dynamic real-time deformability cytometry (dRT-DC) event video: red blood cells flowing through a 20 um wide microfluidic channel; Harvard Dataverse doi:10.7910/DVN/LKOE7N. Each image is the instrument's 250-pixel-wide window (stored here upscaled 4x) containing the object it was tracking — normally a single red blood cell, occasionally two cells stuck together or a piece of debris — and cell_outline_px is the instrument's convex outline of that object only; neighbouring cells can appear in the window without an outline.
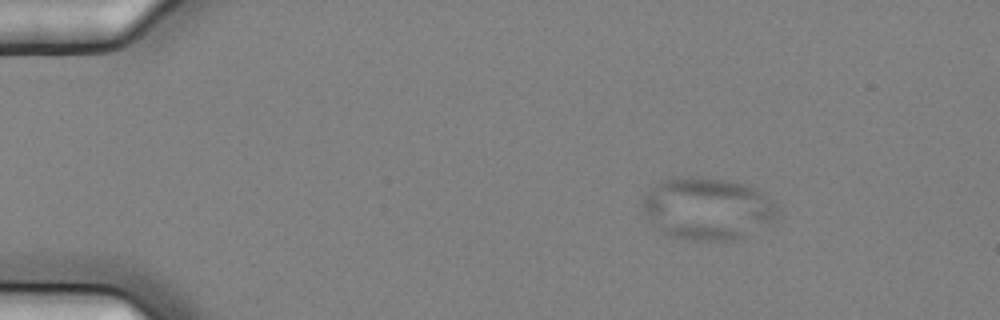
{"species": "common noctule bat (a hibernating species)", "species_latin": "Nyctalus noctula", "temperature_condition": "cold", "stored_images_in_passage": 9, "camera_frame_rate_fps": 3000, "um_per_image_px": 0.085, "animal": {"sex": "female", "body_mass_g": 25.1}, "frame": {"image": 1, "passage_image": 2, "time_ms": 0.333, "image_size_px": [1000, 320], "cell_outline_px": [[780, 208], [776, 216], [768, 224], [736, 240], [688, 240], [672, 236], [664, 232], [640, 212], [644, 196], [656, 184], [664, 180], [688, 176], [692, 176], [728, 180], [748, 184], [756, 188], [772, 200]], "centroid_in_image_um": [60.14, 17.72], "position_along_channel_um": 24.9, "area_um2": 48.84}}
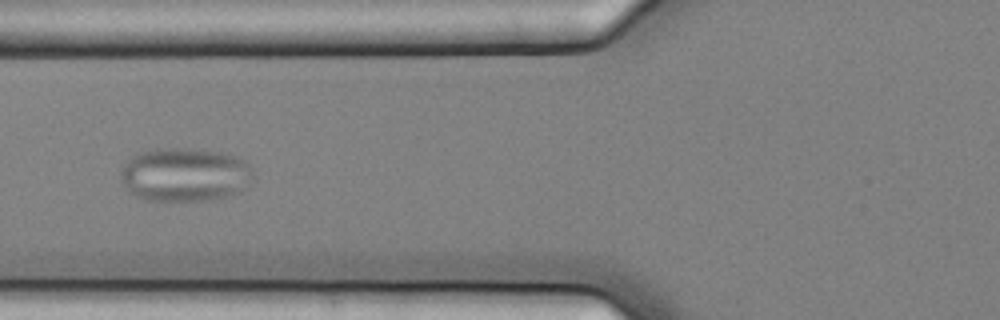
{"frame": {"image": 2, "passage_image": 6, "time_ms": 1.667, "image_size_px": [1000, 320], "cell_outline_px": [[256, 176], [240, 192], [224, 196], [204, 200], [144, 200], [128, 192], [124, 188], [120, 176], [120, 172], [124, 164], [132, 156], [140, 152], [156, 148], [180, 148], [220, 152], [236, 156], [244, 160], [252, 168]], "centroid_in_image_um": [15.7, 14.84], "position_along_channel_um": 110.1, "area_um2": 41.67}}